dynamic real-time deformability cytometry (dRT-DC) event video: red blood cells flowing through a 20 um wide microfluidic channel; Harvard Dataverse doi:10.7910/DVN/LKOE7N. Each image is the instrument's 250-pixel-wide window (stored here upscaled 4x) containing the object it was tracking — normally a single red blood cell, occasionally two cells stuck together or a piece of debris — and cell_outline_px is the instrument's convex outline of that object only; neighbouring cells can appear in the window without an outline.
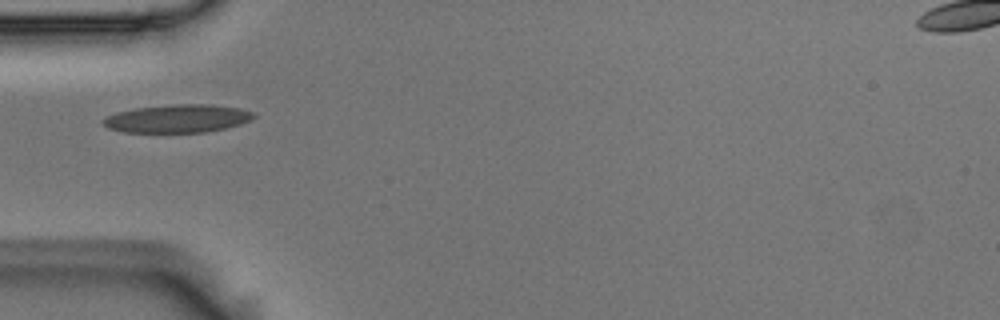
{"species": "Egyptian fruit bat (a non-hibernating species)", "species_latin": "Rousettus aegyptiacus", "temperature_condition": "room temperature", "stored_images_in_passage": 3, "camera_frame_rate_fps": 3000, "um_per_image_px": 0.085, "animal": {"sex": "male"}, "frame": {"image": 1, "passage_image": 1, "time_ms": 0.0, "image_size_px": [1000, 320], "cell_outline_px": [[256, 116], [252, 120], [228, 128], [204, 132], [124, 132], [108, 128], [100, 120], [116, 112], [136, 108], [176, 104], [212, 104], [240, 108], [256, 112]], "centroid_in_image_um": [15.15, 10.07], "position_along_channel_um": 69.9, "area_um2": 24.8}}
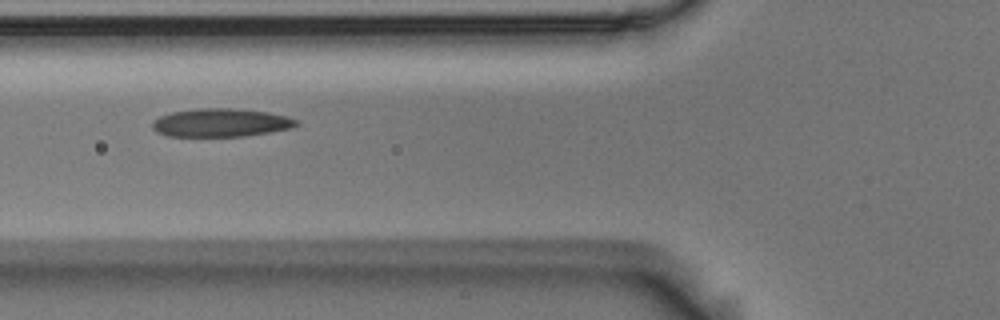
{"frame": {"image": 2, "passage_image": 2, "time_ms": 0.333, "image_size_px": [1000, 320], "cell_outline_px": [[300, 124], [292, 128], [244, 136], [168, 136], [156, 132], [152, 128], [152, 120], [160, 116], [172, 112], [200, 108], [232, 108], [268, 112], [288, 116], [300, 120]], "centroid_in_image_um": [18.79, 10.42], "position_along_channel_um": 107.0, "area_um2": 23.87}}
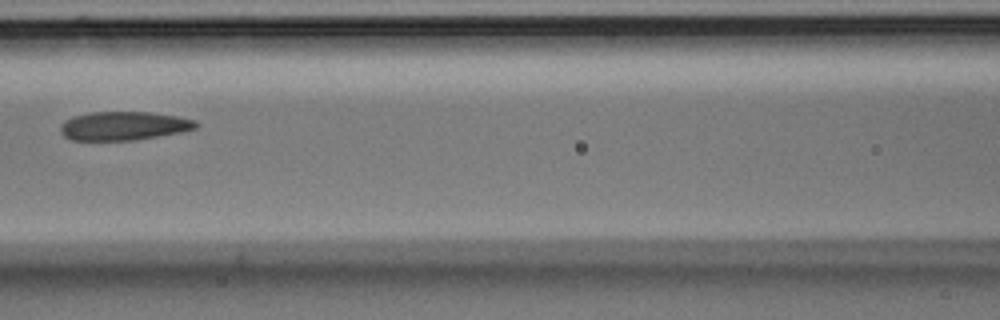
{"frame": {"image": 3, "passage_image": 3, "time_ms": 0.667, "image_size_px": [1000, 320], "cell_outline_px": [[200, 124], [196, 128], [180, 132], [132, 140], [72, 140], [64, 136], [60, 132], [60, 124], [64, 120], [72, 116], [88, 112], [152, 112], [176, 116], [196, 120]], "centroid_in_image_um": [10.48, 10.69], "position_along_channel_um": 156.1, "area_um2": 22.72}}